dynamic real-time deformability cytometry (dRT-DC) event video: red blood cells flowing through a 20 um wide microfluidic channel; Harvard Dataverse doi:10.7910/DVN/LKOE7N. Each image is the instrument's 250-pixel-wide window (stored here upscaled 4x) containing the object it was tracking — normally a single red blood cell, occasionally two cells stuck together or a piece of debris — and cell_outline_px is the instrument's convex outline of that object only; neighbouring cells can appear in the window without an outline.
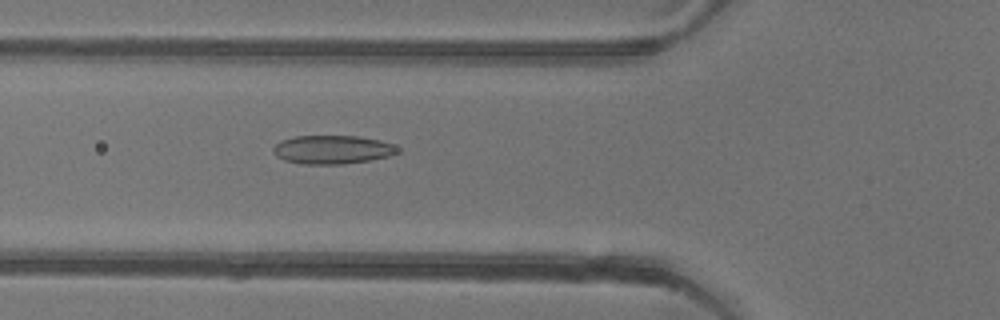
{"species": "common noctule bat (a hibernating species)", "species_latin": "Nyctalus noctula", "temperature_condition": "warm", "stored_images_in_passage": 43, "camera_frame_rate_fps": 3000, "um_per_image_px": 0.085, "animal": {"sex": "female"}, "frame": {"image": 1, "passage_image": 10, "time_ms": 3.0, "image_size_px": [1000, 320], "cell_outline_px": [[400, 152], [388, 156], [372, 160], [344, 164], [304, 164], [284, 160], [276, 156], [272, 152], [272, 148], [280, 140], [296, 136], [360, 136], [380, 140], [392, 144], [400, 148]], "centroid_in_image_um": [28.26, 12.72], "position_along_channel_um": 97.5, "area_um2": 20.92}}
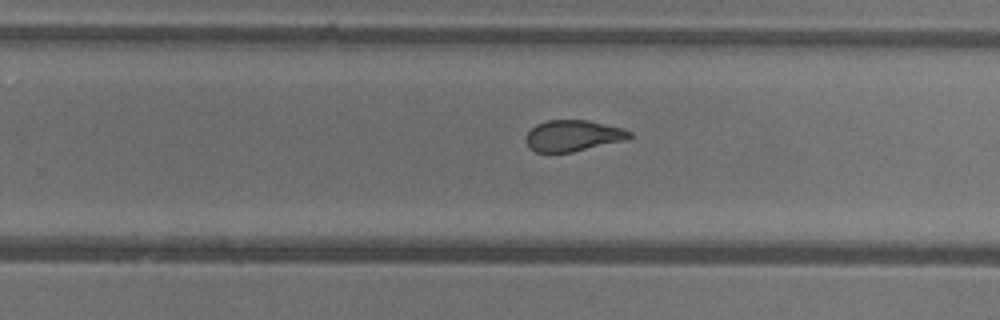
{"frame": {"image": 2, "passage_image": 24, "time_ms": 7.667, "image_size_px": [1000, 320], "cell_outline_px": [[632, 136], [624, 140], [572, 152], [536, 152], [528, 148], [524, 140], [524, 136], [536, 124], [548, 120], [588, 120], [624, 128], [632, 132]], "centroid_in_image_um": [48.67, 11.53], "position_along_channel_um": 281.1, "area_um2": 18.9}}
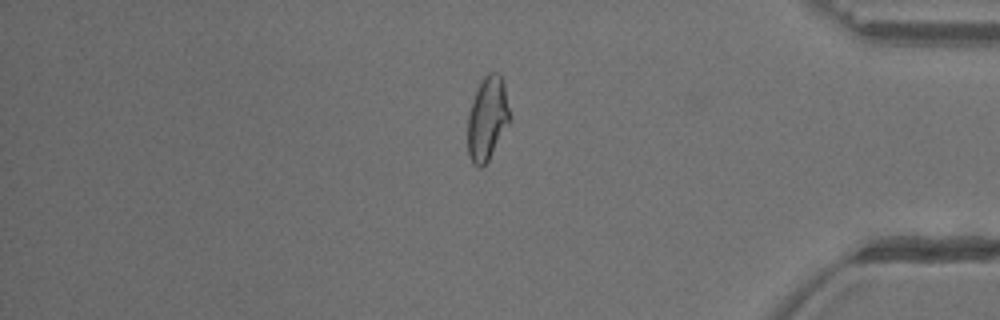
{"frame": {"image": 3, "passage_image": 35, "time_ms": 11.333, "image_size_px": [1000, 320], "cell_outline_px": [[512, 120], [488, 160], [480, 168], [476, 168], [472, 164], [468, 156], [468, 116], [472, 100], [480, 80], [488, 72], [496, 72], [500, 76], [504, 84], [512, 116]], "centroid_in_image_um": [41.44, 10.08], "position_along_channel_um": 393.8, "area_um2": 20.92}, "authors_computed_cell_mechanics": {"area_um2": 20.4612, "velocity_mm_per_s": 3.928, "shape_relaxation_time_tau1_ms": null, "shape_relaxation_time_tau2_ms": 1.529, "deformation_change_tau1": null, "deformation_change_tau2": 0.0892}}